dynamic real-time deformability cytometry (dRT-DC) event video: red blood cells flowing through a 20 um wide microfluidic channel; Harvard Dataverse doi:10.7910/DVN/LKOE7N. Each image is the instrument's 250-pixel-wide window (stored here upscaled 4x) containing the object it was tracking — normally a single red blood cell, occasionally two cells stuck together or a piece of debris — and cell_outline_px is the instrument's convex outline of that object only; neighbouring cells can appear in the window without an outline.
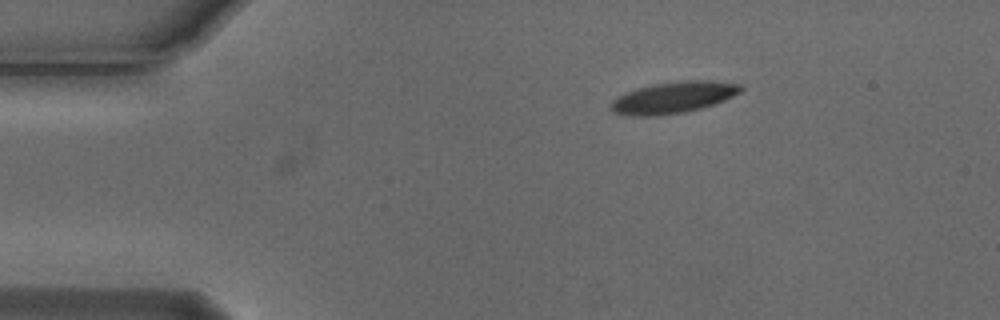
{"species": "Egyptian fruit bat (a non-hibernating species)", "species_latin": "Rousettus aegyptiacus", "temperature_condition": "cold", "stored_images_in_passage": 2, "camera_frame_rate_fps": 3000, "um_per_image_px": 0.085, "animal": {"sex": "male"}, "frame": {"image": 1, "passage_image": 2, "time_ms": 0.333, "image_size_px": [1000, 320], "cell_outline_px": [[744, 88], [740, 92], [724, 100], [700, 108], [684, 112], [656, 116], [628, 116], [612, 112], [608, 108], [608, 104], [616, 96], [624, 92], [636, 88], [652, 84], [680, 80], [712, 80], [740, 84]], "centroid_in_image_um": [57.15, 8.28], "position_along_channel_um": 27.9, "area_um2": 24.22}}